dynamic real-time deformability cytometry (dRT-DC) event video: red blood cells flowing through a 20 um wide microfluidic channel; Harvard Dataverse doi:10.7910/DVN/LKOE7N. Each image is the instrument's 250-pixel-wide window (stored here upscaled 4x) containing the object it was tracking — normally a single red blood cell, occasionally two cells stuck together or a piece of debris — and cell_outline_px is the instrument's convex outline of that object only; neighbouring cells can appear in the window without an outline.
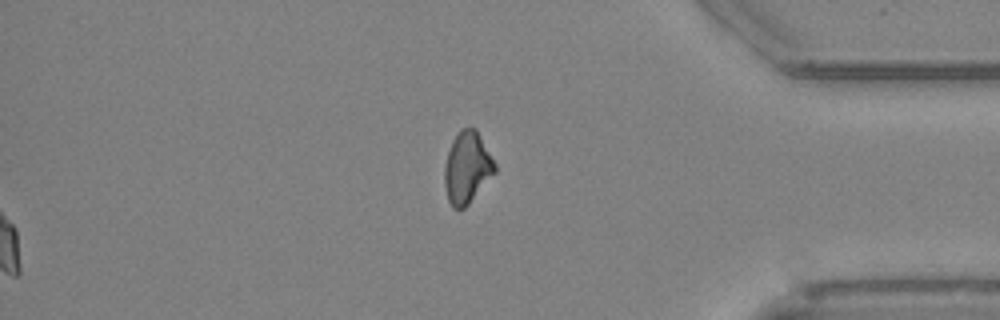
{"species": "Egyptian fruit bat (a non-hibernating species)", "species_latin": "Rousettus aegyptiacus", "temperature_condition": "cold", "stored_images_in_passage": 52, "segment_of_instrument_passage": [2, 2], "camera_frame_rate_fps": 3000, "um_per_image_px": 0.085, "animal": {"sex": "female"}, "frame": {"image": 1, "passage_image": 52, "time_ms": 17.0, "image_size_px": [1000, 320], "cell_outline_px": [[496, 172], [468, 204], [464, 208], [452, 208], [448, 200], [444, 184], [444, 164], [452, 140], [456, 132], [460, 128], [476, 128], [496, 164]], "centroid_in_image_um": [39.69, 14.23], "position_along_channel_um": 395.5, "area_um2": 21.1}}